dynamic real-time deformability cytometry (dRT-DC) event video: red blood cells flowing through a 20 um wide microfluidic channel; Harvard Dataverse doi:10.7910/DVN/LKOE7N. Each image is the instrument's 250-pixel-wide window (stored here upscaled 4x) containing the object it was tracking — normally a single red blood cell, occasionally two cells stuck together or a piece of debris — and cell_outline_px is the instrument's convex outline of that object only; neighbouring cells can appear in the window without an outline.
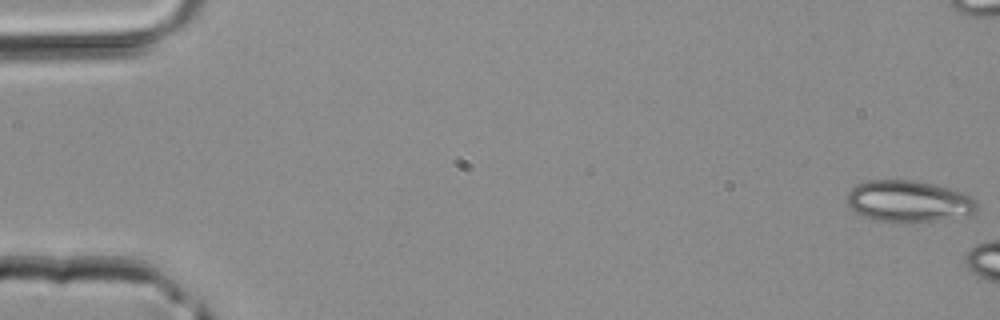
{"species": "common noctule bat (a hibernating species)", "species_latin": "Nyctalus noctula", "temperature_condition": "room temperature", "stored_images_in_passage": 6, "camera_frame_rate_fps": 3000, "um_per_image_px": 0.085, "animal": {"sex": "male", "body_mass_g": 20.4}, "frame": {"image": 1, "passage_image": 1, "time_ms": 0.0, "image_size_px": [1000, 320], "cell_outline_px": [[980, 208], [976, 212], [936, 220], [876, 220], [852, 212], [844, 200], [844, 196], [856, 184], [868, 180], [916, 180], [936, 184], [968, 192], [976, 200]], "centroid_in_image_um": [77.22, 17.05], "position_along_channel_um": 7.8, "area_um2": 31.56}}